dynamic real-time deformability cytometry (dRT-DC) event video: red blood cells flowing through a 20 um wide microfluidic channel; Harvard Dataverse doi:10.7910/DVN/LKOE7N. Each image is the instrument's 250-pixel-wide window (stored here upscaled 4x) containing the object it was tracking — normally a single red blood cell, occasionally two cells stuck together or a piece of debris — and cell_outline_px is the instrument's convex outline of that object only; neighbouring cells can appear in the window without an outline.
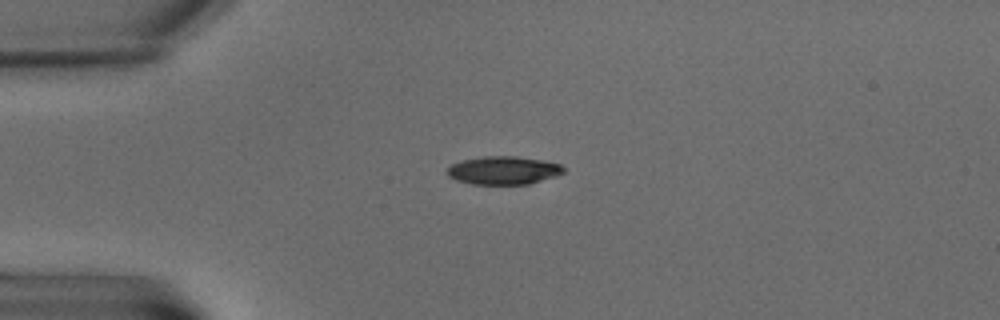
{"species": "common noctule bat (a hibernating species)", "species_latin": "Nyctalus noctula", "temperature_condition": "warm", "stored_images_in_passage": 2, "camera_frame_rate_fps": 3000, "um_per_image_px": 0.085, "animal": {"sex": "male", "body_mass_g": 15.6}, "frame": {"image": 1, "passage_image": 1, "time_ms": 0.0, "image_size_px": [1000, 320], "cell_outline_px": [[564, 172], [556, 176], [528, 184], [472, 184], [456, 180], [448, 176], [448, 168], [452, 164], [464, 160], [484, 156], [516, 156], [544, 160], [560, 164], [564, 168]], "centroid_in_image_um": [42.81, 14.48], "position_along_channel_um": 42.2, "area_um2": 19.02}}